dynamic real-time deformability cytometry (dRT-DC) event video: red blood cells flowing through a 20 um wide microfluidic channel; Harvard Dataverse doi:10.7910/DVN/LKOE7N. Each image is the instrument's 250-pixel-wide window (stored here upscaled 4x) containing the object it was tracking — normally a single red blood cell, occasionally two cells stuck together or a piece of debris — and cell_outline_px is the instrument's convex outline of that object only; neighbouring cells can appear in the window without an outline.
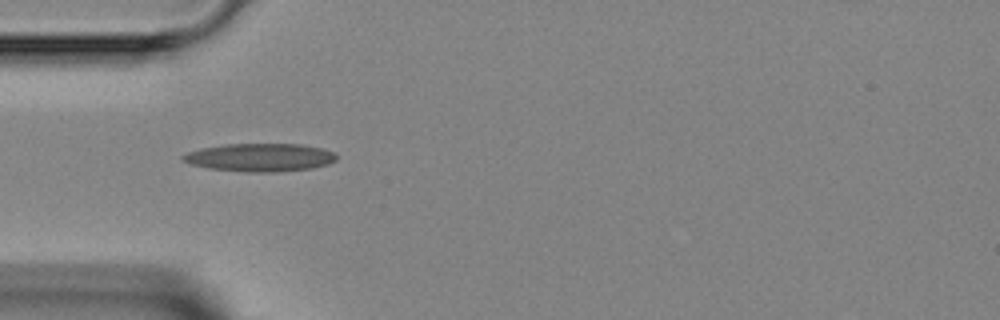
{"species": "Egyptian fruit bat (a non-hibernating species)", "species_latin": "Rousettus aegyptiacus", "temperature_condition": "room temperature", "stored_images_in_passage": 12, "camera_frame_rate_fps": 3000, "um_per_image_px": 0.085, "animal": {"sex": "female"}, "frame": {"image": 1, "passage_image": 1, "time_ms": 0.0, "image_size_px": [1000, 320], "cell_outline_px": [[336, 160], [328, 164], [312, 168], [276, 172], [248, 172], [208, 168], [192, 164], [180, 160], [180, 156], [188, 152], [200, 148], [224, 144], [300, 144], [324, 148], [332, 152], [336, 156]], "centroid_in_image_um": [22.08, 13.38], "position_along_channel_um": 62.9, "area_um2": 25.2}}
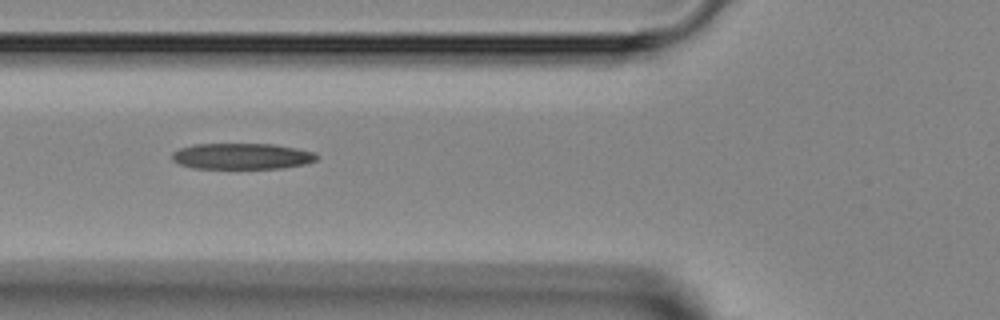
{"frame": {"image": 2, "passage_image": 4, "time_ms": 1.0, "image_size_px": [1000, 320], "cell_outline_px": [[320, 156], [316, 160], [304, 164], [280, 168], [192, 168], [180, 164], [172, 160], [172, 152], [180, 148], [192, 144], [276, 144], [316, 152]], "centroid_in_image_um": [20.57, 13.27], "position_along_channel_um": 105.2, "area_um2": 22.02}}
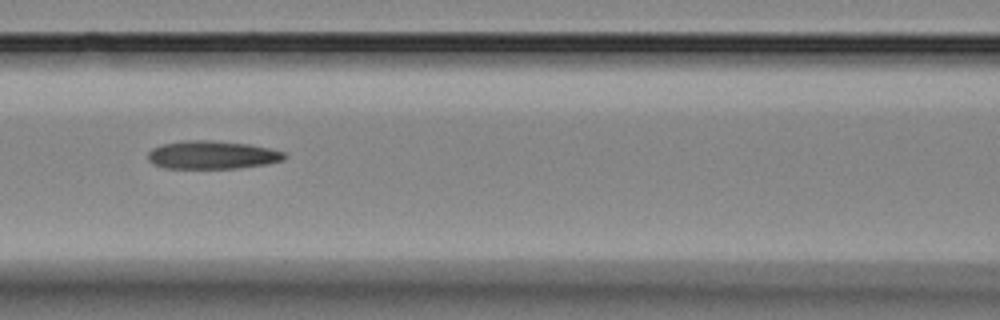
{"frame": {"image": 3, "passage_image": 7, "time_ms": 2.0, "image_size_px": [1000, 320], "cell_outline_px": [[288, 156], [284, 160], [264, 164], [240, 168], [164, 168], [152, 164], [148, 160], [148, 152], [152, 148], [164, 144], [184, 140], [212, 140], [248, 144], [268, 148], [284, 152]], "centroid_in_image_um": [18.02, 13.17], "position_along_channel_um": 148.6, "area_um2": 22.43}}